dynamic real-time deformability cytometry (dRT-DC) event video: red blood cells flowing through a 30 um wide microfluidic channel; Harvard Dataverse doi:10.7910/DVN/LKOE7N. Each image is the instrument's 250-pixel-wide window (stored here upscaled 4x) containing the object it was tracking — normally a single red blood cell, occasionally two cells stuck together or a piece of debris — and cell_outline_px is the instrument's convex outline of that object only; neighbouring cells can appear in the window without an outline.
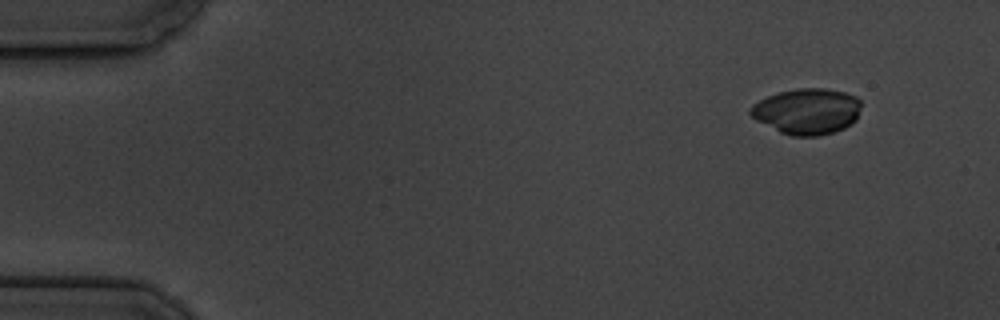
{"species": "common noctule bat (a hibernating species)", "species_latin": "Nyctalus noctula", "temperature_condition": "cold", "stored_images_in_passage": 10, "camera_frame_rate_fps": 3000, "um_per_image_px": 0.085, "animal": {"sex": "male", "body_mass_g": 19.5, "forearm_length_mm": 54.6}, "frame": {"image": 1, "passage_image": 1, "time_ms": 0.0, "image_size_px": [1000, 320], "cell_outline_px": [[860, 108], [856, 120], [852, 124], [844, 128], [820, 136], [792, 136], [780, 132], [756, 120], [748, 112], [748, 108], [752, 104], [776, 92], [796, 88], [824, 88], [844, 92], [856, 96], [860, 100]], "centroid_in_image_um": [68.59, 9.45], "position_along_channel_um": 16.4, "area_um2": 29.82}}
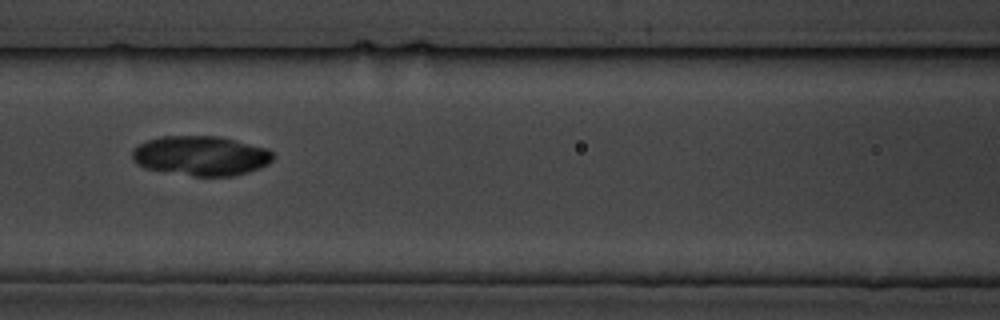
{"frame": {"image": 2, "passage_image": 7, "time_ms": 7.0, "image_size_px": [1000, 320], "cell_outline_px": [[272, 160], [268, 164], [260, 168], [248, 172], [232, 176], [192, 176], [144, 168], [136, 164], [132, 160], [132, 152], [140, 144], [148, 140], [160, 136], [220, 136], [268, 148], [272, 152]], "centroid_in_image_um": [17.08, 13.24], "position_along_channel_um": 149.5, "area_um2": 32.66}}
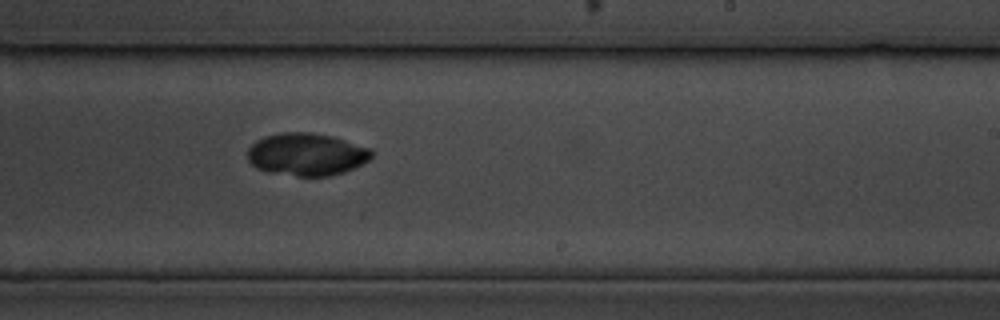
{"frame": {"image": 3, "passage_image": 10, "time_ms": 10.333, "image_size_px": [1000, 320], "cell_outline_px": [[372, 156], [368, 160], [344, 172], [328, 176], [296, 176], [268, 172], [256, 168], [248, 160], [248, 148], [256, 140], [264, 136], [284, 132], [312, 132], [332, 136], [372, 148]], "centroid_in_image_um": [26.04, 13.11], "position_along_channel_um": 263.0, "area_um2": 30.81}}